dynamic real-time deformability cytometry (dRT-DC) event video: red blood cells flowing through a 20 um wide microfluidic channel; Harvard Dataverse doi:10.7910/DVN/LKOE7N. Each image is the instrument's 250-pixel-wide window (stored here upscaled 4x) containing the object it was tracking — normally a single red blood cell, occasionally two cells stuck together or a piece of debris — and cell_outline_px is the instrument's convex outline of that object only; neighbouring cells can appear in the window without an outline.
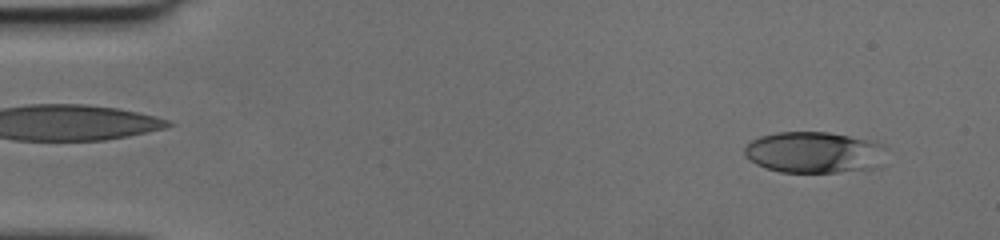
{"species": "human", "species_latin": "Homo sapiens", "temperature_condition": "cold", "stored_images_in_passage": 48, "camera_frame_rate_fps": 3000, "um_per_image_px": 0.085, "donor": {"sex": "female"}, "frame": {"image": 1, "passage_image": 3, "time_ms": 0.667, "image_size_px": [1000, 240], "cell_outline_px": [[888, 148], [880, 168], [836, 172], [780, 172], [764, 168], [756, 164], [744, 156], [744, 148], [752, 140], [760, 136], [776, 132], [828, 132], [876, 140], [884, 144]], "centroid_in_image_um": [69.28, 12.95], "position_along_channel_um": 15.7, "area_um2": 34.91}}
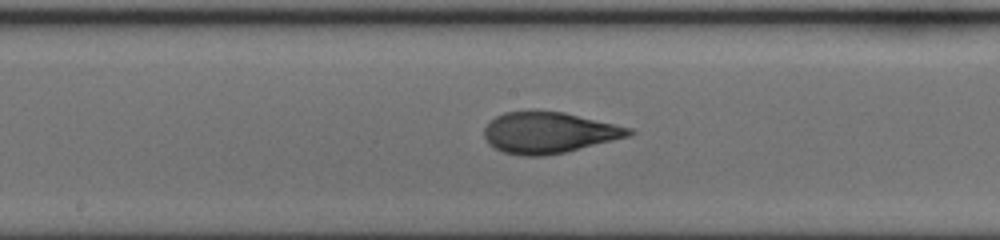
{"frame": {"image": 2, "passage_image": 25, "time_ms": 8.0, "image_size_px": [1000, 240], "cell_outline_px": [[636, 132], [632, 136], [564, 152], [544, 156], [520, 156], [504, 152], [488, 144], [484, 136], [484, 128], [496, 116], [504, 112], [564, 112], [632, 128]], "centroid_in_image_um": [46.68, 11.29], "position_along_channel_um": 201.5, "area_um2": 34.45}}
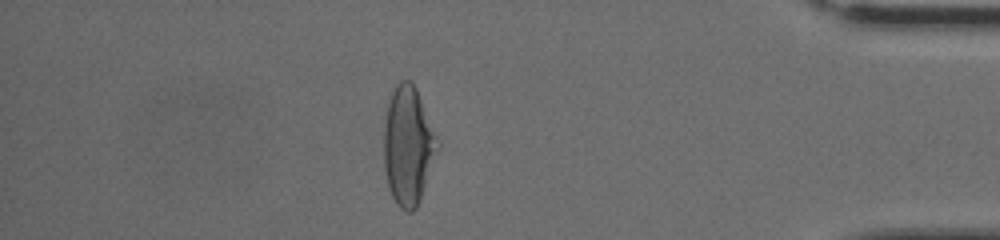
{"frame": {"image": 3, "passage_image": 42, "time_ms": 13.667, "image_size_px": [1000, 240], "cell_outline_px": [[440, 148], [420, 200], [416, 208], [412, 212], [404, 212], [396, 204], [388, 188], [384, 168], [384, 128], [388, 104], [392, 92], [396, 84], [400, 80], [412, 80], [416, 88], [440, 144]], "centroid_in_image_um": [34.7, 12.42], "position_along_channel_um": 400.5, "area_um2": 37.28}}